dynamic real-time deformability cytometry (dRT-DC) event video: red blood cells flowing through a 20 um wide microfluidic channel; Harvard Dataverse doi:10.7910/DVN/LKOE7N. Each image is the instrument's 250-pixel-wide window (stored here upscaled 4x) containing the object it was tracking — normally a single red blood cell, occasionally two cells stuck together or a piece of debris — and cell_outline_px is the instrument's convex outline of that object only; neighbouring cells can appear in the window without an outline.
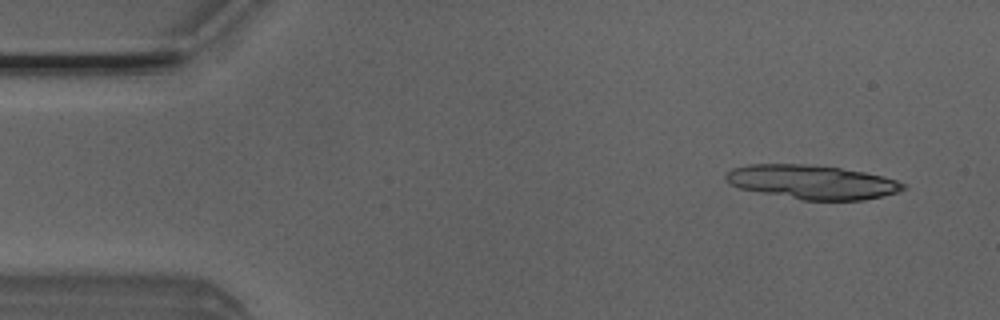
{"species": "Egyptian fruit bat (a non-hibernating species)", "species_latin": "Rousettus aegyptiacus", "temperature_condition": "room temperature", "stored_images_in_passage": 21, "camera_frame_rate_fps": 3000, "um_per_image_px": 0.085, "animal": {"sex": "male"}, "frame": {"image": 1, "passage_image": 3, "time_ms": 0.667, "image_size_px": [1000, 320], "cell_outline_px": [[904, 188], [900, 192], [864, 200], [804, 200], [760, 192], [740, 188], [728, 184], [724, 176], [732, 168], [748, 164], [804, 164], [840, 168], [864, 172], [896, 180], [904, 184]], "centroid_in_image_um": [69.0, 15.47], "position_along_channel_um": 16.0, "area_um2": 34.91}}
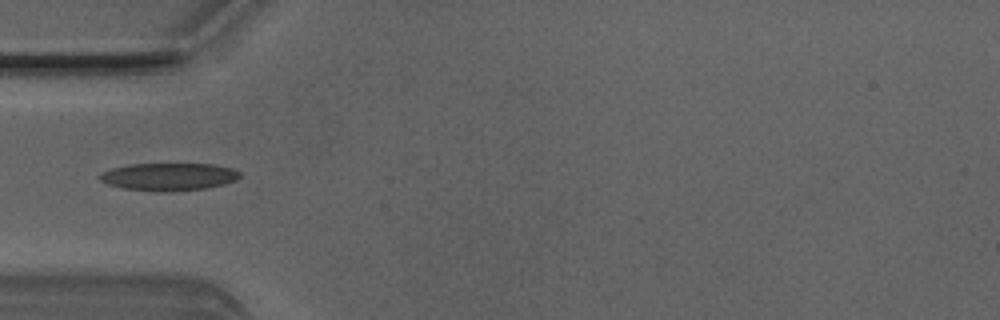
{"frame": {"image": 2, "passage_image": 15, "time_ms": 4.667, "image_size_px": [1000, 320], "cell_outline_px": [[240, 176], [236, 180], [224, 184], [208, 188], [164, 192], [160, 192], [120, 188], [108, 184], [100, 180], [100, 176], [104, 172], [112, 168], [128, 164], [212, 164], [232, 168], [240, 172]], "centroid_in_image_um": [14.36, 15.03], "position_along_channel_um": 70.6, "area_um2": 22.54}}